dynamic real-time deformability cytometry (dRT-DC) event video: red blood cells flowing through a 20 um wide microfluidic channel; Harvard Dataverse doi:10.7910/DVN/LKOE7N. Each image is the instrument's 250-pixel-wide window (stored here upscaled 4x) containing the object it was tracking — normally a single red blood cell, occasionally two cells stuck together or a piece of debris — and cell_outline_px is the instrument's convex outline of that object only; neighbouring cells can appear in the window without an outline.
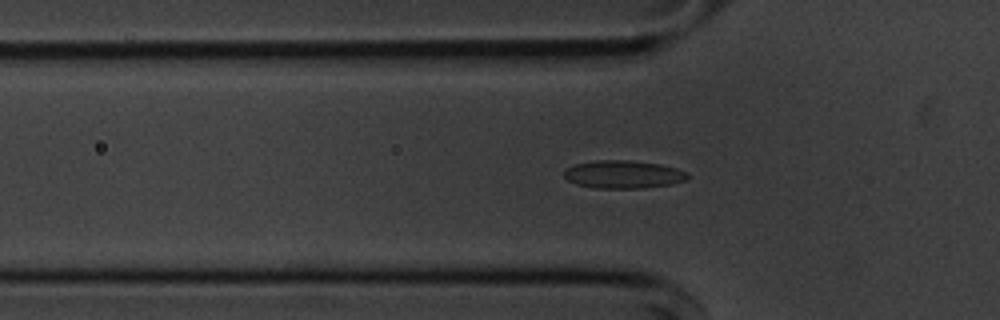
{"species": "common noctule bat (a hibernating species)", "species_latin": "Nyctalus noctula", "temperature_condition": "cold", "stored_images_in_passage": 43, "camera_frame_rate_fps": 3000, "um_per_image_px": 0.085, "animal": {"sex": "male", "body_mass_g": 20.1, "forearm_length_mm": 53.5}, "frame": {"image": 1, "passage_image": 5, "time_ms": 1.333, "image_size_px": [1000, 320], "cell_outline_px": [[688, 176], [684, 180], [672, 184], [640, 188], [592, 188], [576, 184], [568, 180], [564, 176], [564, 172], [568, 168], [576, 164], [596, 160], [628, 160], [660, 164], [676, 168], [688, 172]], "centroid_in_image_um": [52.98, 14.82], "position_along_channel_um": 72.8, "area_um2": 20.0}}
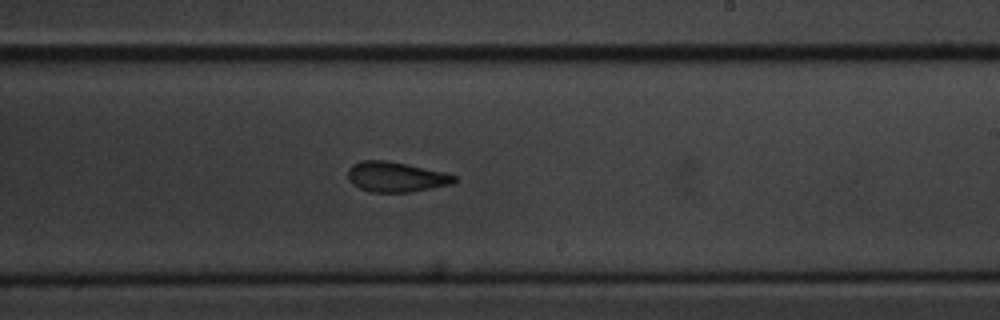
{"frame": {"image": 2, "passage_image": 20, "time_ms": 6.333, "image_size_px": [1000, 320], "cell_outline_px": [[456, 180], [452, 184], [412, 192], [372, 192], [360, 188], [352, 184], [348, 180], [348, 168], [352, 164], [360, 160], [388, 160], [444, 172], [456, 176]], "centroid_in_image_um": [33.63, 15.03], "position_along_channel_um": 255.4, "area_um2": 18.79}}
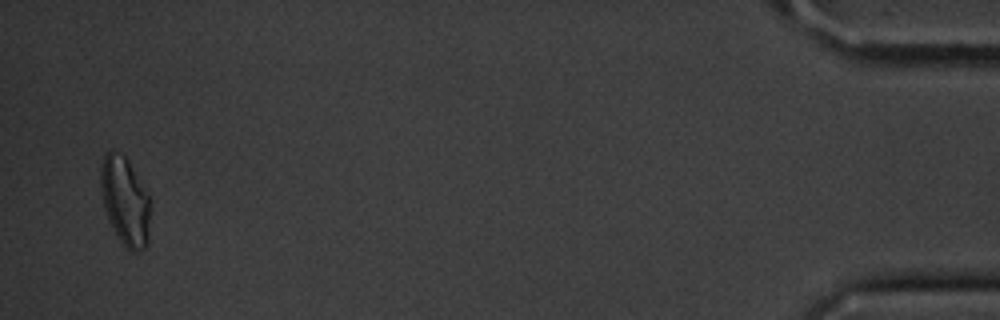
{"frame": {"image": 3, "passage_image": 41, "time_ms": 13.333, "image_size_px": [1000, 320], "cell_outline_px": [[152, 208], [148, 244], [144, 248], [136, 252], [132, 252], [116, 236], [108, 220], [104, 208], [100, 192], [100, 168], [104, 156], [112, 148], [124, 156], [128, 160], [148, 192], [152, 200]], "centroid_in_image_um": [10.66, 17.1], "position_along_channel_um": 424.5, "area_um2": 26.41}}